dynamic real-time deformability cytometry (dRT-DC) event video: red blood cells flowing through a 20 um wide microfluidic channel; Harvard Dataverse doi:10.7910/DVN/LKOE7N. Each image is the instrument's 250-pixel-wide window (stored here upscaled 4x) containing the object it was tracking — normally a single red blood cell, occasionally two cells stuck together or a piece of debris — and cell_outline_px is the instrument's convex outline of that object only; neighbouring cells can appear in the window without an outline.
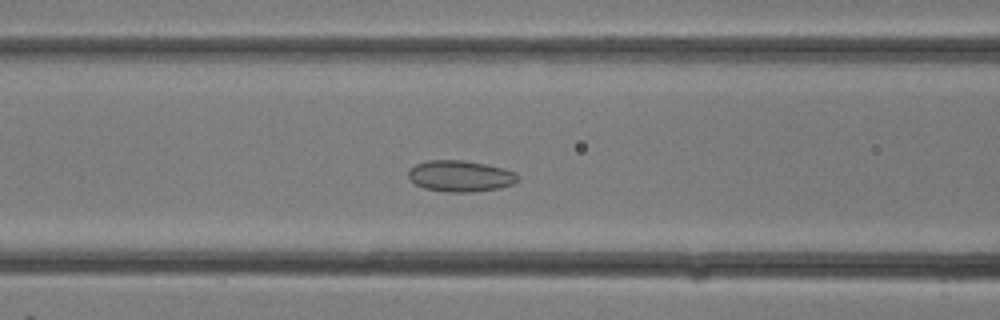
{"species": "common noctule bat (a hibernating species)", "species_latin": "Nyctalus noctula", "temperature_condition": "room temperature", "stored_images_in_passage": 27, "camera_frame_rate_fps": 3000, "um_per_image_px": 0.085, "animal": {"sex": "female"}, "frame": {"image": 1, "passage_image": 11, "time_ms": 3.333, "image_size_px": [1000, 320], "cell_outline_px": [[520, 180], [512, 184], [500, 188], [472, 192], [444, 192], [424, 188], [416, 184], [408, 176], [408, 172], [416, 164], [428, 160], [464, 160], [504, 168], [516, 172], [520, 176]], "centroid_in_image_um": [39.17, 14.97], "position_along_channel_um": 127.4, "area_um2": 20.0}}
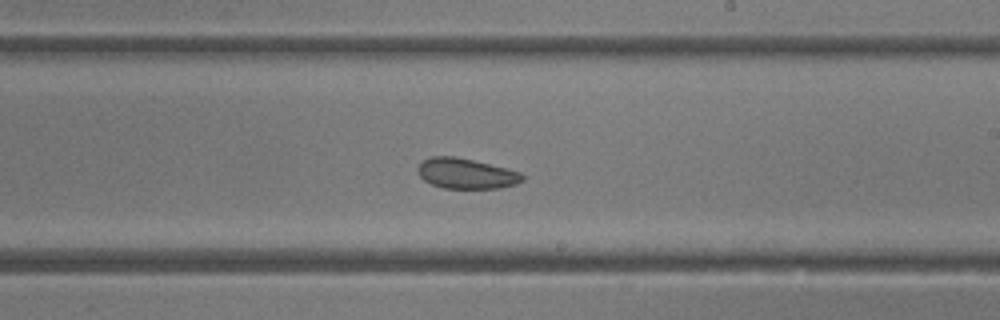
{"frame": {"image": 2, "passage_image": 16, "time_ms": 5.0, "image_size_px": [1000, 320], "cell_outline_px": [[524, 180], [516, 184], [500, 188], [444, 188], [432, 184], [424, 180], [420, 176], [416, 168], [424, 160], [432, 156], [456, 156], [508, 168], [520, 172], [524, 176]], "centroid_in_image_um": [39.64, 14.74], "position_along_channel_um": 249.4, "area_um2": 18.55}}
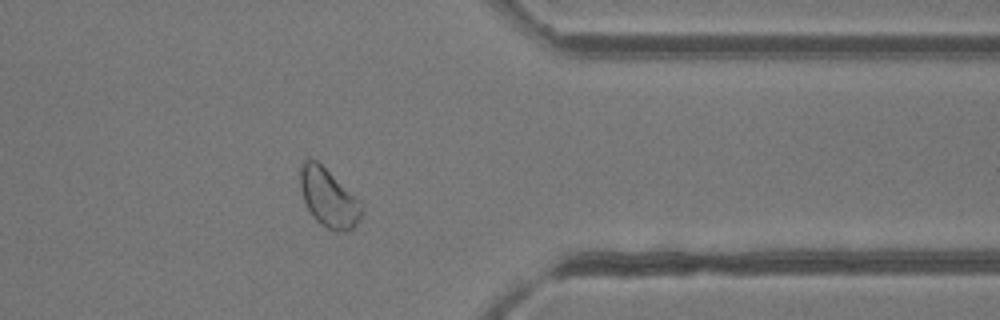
{"frame": {"image": 3, "passage_image": 22, "time_ms": 7.0, "image_size_px": [1000, 320], "cell_outline_px": [[364, 208], [360, 220], [348, 232], [328, 228], [320, 224], [312, 216], [304, 200], [300, 188], [300, 168], [304, 160], [308, 156], [316, 160], [360, 200], [364, 204]], "centroid_in_image_um": [27.94, 16.81], "position_along_channel_um": 383.5, "area_um2": 20.92}}